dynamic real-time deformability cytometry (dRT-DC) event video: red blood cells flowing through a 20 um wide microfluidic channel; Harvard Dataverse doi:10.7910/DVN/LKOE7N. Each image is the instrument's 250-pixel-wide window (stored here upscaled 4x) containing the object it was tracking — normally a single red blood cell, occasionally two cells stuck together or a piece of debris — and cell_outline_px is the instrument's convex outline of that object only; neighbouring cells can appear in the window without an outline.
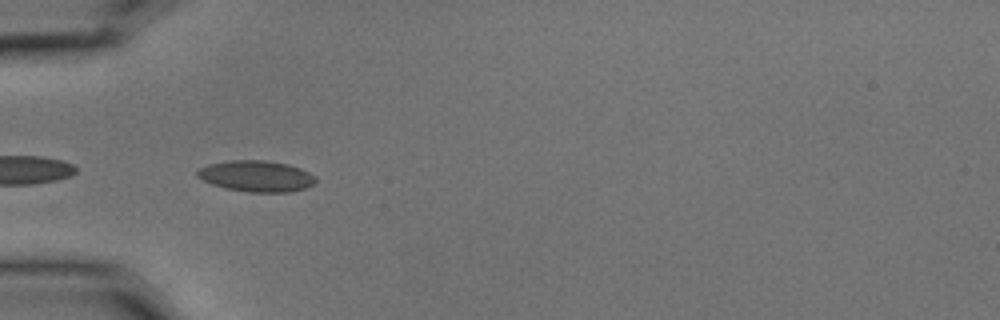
{"species": "common noctule bat (a hibernating species)", "species_latin": "Nyctalus noctula", "temperature_condition": "cold", "stored_images_in_passage": 12, "camera_frame_rate_fps": 3000, "um_per_image_px": 0.085, "animal": {"sex": "male", "body_mass_g": 15.6}, "frame": {"image": 1, "passage_image": 3, "time_ms": 0.667, "image_size_px": [1000, 320], "cell_outline_px": [[316, 180], [312, 184], [304, 188], [292, 192], [248, 192], [228, 188], [212, 184], [196, 176], [196, 168], [208, 164], [228, 160], [264, 160], [288, 164], [300, 168], [316, 176]], "centroid_in_image_um": [21.76, 14.96], "position_along_channel_um": 63.2, "area_um2": 21.5}}
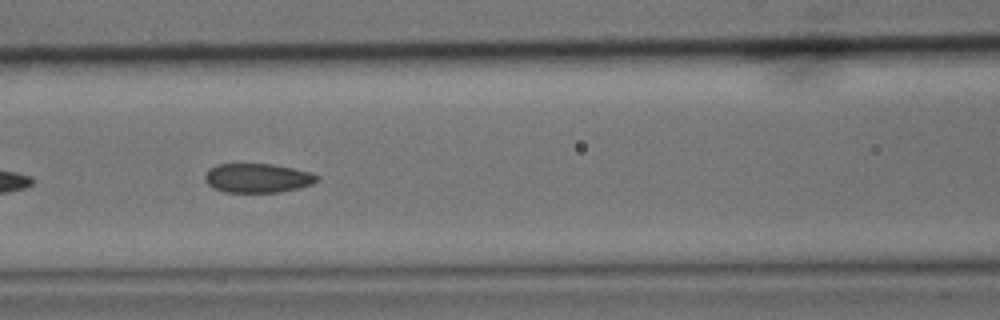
{"frame": {"image": 2, "passage_image": 5, "time_ms": 1.333, "image_size_px": [1000, 320], "cell_outline_px": [[320, 180], [312, 184], [300, 188], [280, 192], [224, 192], [212, 188], [204, 180], [204, 176], [208, 168], [216, 164], [272, 164], [292, 168], [308, 172], [320, 176]], "centroid_in_image_um": [21.87, 15.14], "position_along_channel_um": 144.7, "area_um2": 19.25}}
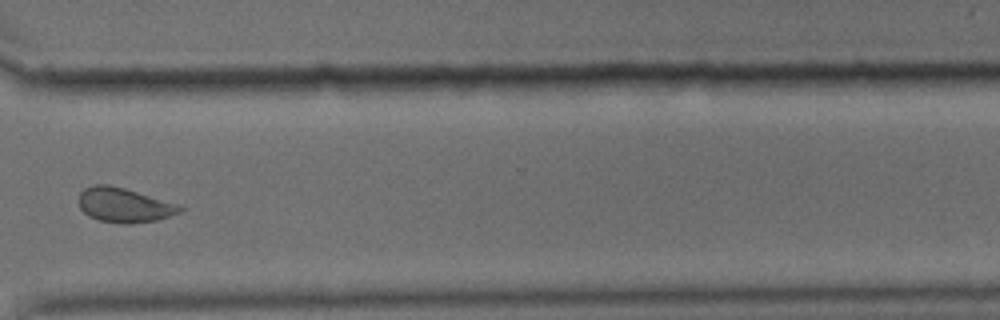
{"frame": {"image": 3, "passage_image": 10, "time_ms": 3.0, "image_size_px": [1000, 320], "cell_outline_px": [[184, 208], [180, 212], [156, 220], [128, 224], [120, 224], [100, 220], [88, 216], [80, 208], [80, 192], [84, 188], [96, 184], [108, 184], [124, 188], [176, 204]], "centroid_in_image_um": [10.51, 17.44], "position_along_channel_um": 360.1, "area_um2": 20.0}}